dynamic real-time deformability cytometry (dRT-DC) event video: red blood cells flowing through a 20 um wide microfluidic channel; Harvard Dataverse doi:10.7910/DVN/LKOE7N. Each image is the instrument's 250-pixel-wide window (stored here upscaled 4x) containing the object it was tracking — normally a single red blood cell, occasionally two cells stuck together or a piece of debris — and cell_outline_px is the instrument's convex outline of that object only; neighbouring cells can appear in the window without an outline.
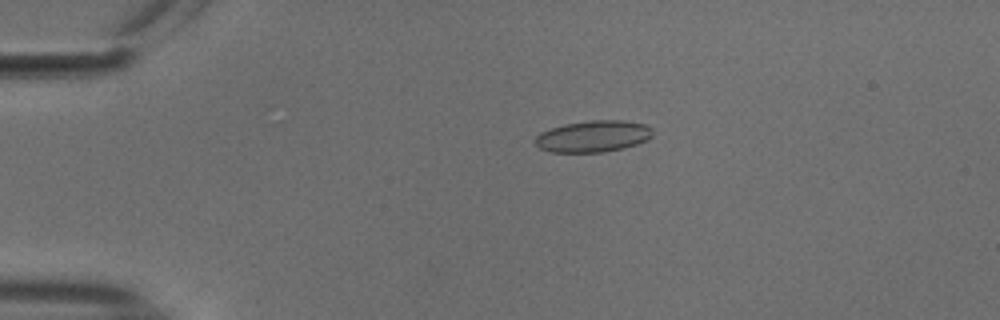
{"species": "common noctule bat (a hibernating species)", "species_latin": "Nyctalus noctula", "temperature_condition": "cold", "stored_images_in_passage": 54, "camera_frame_rate_fps": 3000, "um_per_image_px": 0.085, "animal": {"sex": "male", "body_mass_g": 18.8}, "frame": {"image": 1, "passage_image": 12, "time_ms": 3.667, "image_size_px": [1000, 320], "cell_outline_px": [[652, 136], [648, 140], [624, 148], [604, 152], [552, 152], [540, 148], [532, 140], [540, 132], [564, 124], [592, 120], [620, 120], [644, 124], [652, 128]], "centroid_in_image_um": [50.41, 11.59], "position_along_channel_um": 34.6, "area_um2": 21.62}}
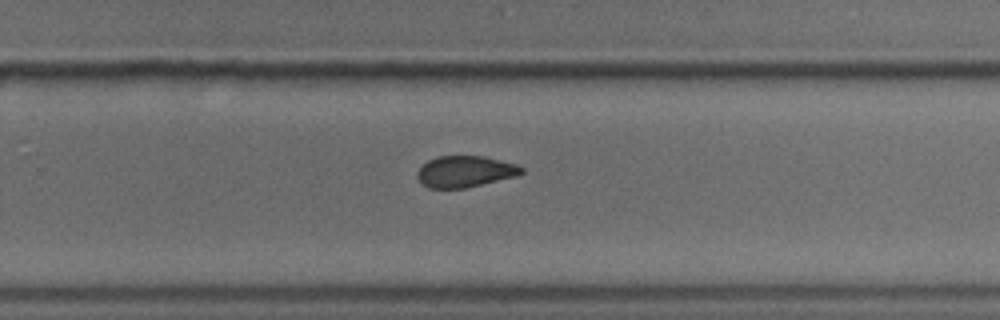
{"frame": {"image": 2, "passage_image": 36, "time_ms": 11.667, "image_size_px": [1000, 320], "cell_outline_px": [[524, 172], [516, 176], [464, 188], [428, 188], [420, 184], [416, 176], [416, 172], [428, 160], [436, 156], [484, 156], [516, 164], [524, 168]], "centroid_in_image_um": [39.49, 14.58], "position_along_channel_um": 290.3, "area_um2": 19.07}}
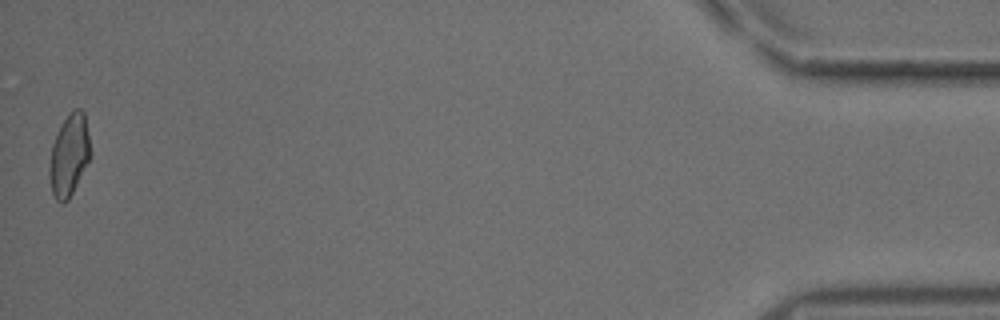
{"frame": {"image": 3, "passage_image": 54, "time_ms": 17.667, "image_size_px": [1000, 320], "cell_outline_px": [[88, 160], [68, 200], [64, 204], [56, 200], [52, 192], [48, 176], [48, 168], [52, 144], [60, 124], [72, 108], [80, 108], [84, 112], [88, 136]], "centroid_in_image_um": [5.82, 13.17], "position_along_channel_um": 429.4, "area_um2": 19.19}, "authors_computed_cell_mechanics": {"area_um2": 20.6057, "velocity_mm_per_s": 3.7617, "shape_relaxation_time_tau1_ms": null, "shape_relaxation_time_tau2_ms": 2.6882, "deformation_change_tau1": null, "deformation_change_tau2": 0.075}}